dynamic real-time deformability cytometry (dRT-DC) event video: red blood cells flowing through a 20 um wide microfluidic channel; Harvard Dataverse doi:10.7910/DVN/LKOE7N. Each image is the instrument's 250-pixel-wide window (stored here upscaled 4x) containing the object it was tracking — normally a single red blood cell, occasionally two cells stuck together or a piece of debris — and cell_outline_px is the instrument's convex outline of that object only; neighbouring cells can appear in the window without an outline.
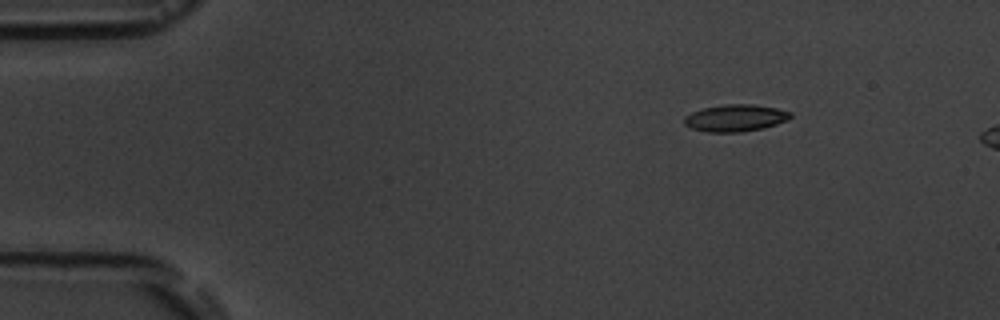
{"species": "common noctule bat (a hibernating species)", "species_latin": "Nyctalus noctula", "temperature_condition": "room temperature", "stored_images_in_passage": 3, "camera_frame_rate_fps": 3000, "um_per_image_px": 0.085, "animal": {"sex": "male", "body_mass_g": 19.5, "forearm_length_mm": 54.6}, "frame": {"image": 1, "passage_image": 1, "time_ms": 0.0, "image_size_px": [1000, 320], "cell_outline_px": [[792, 116], [788, 120], [764, 128], [740, 132], [708, 132], [692, 128], [684, 124], [684, 116], [692, 112], [704, 108], [724, 104], [752, 104], [776, 108], [792, 112]], "centroid_in_image_um": [62.52, 10.03], "position_along_channel_um": 22.5, "area_um2": 16.7}}